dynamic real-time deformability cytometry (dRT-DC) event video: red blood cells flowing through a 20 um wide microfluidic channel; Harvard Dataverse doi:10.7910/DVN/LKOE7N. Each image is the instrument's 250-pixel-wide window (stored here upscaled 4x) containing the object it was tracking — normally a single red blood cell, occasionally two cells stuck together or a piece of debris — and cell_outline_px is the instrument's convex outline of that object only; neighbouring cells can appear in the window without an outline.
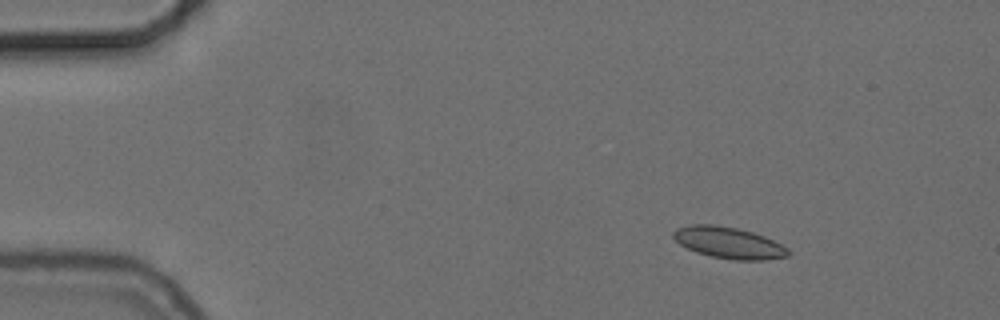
{"species": "common noctule bat (a hibernating species)", "species_latin": "Nyctalus noctula", "temperature_condition": "cold", "stored_images_in_passage": 49, "camera_frame_rate_fps": 3000, "um_per_image_px": 0.085, "animal": {"sex": "female", "body_mass_g": 24.6, "forearm_length_mm": 56.2}, "frame": {"image": 1, "passage_image": 1, "time_ms": 0.0, "image_size_px": [1000, 320], "cell_outline_px": [[792, 252], [788, 256], [768, 260], [732, 260], [712, 256], [696, 252], [680, 244], [672, 236], [672, 232], [676, 228], [692, 224], [716, 224], [736, 228], [752, 232], [764, 236], [788, 248]], "centroid_in_image_um": [61.95, 20.63], "position_along_channel_um": 23.1, "area_um2": 21.1}}
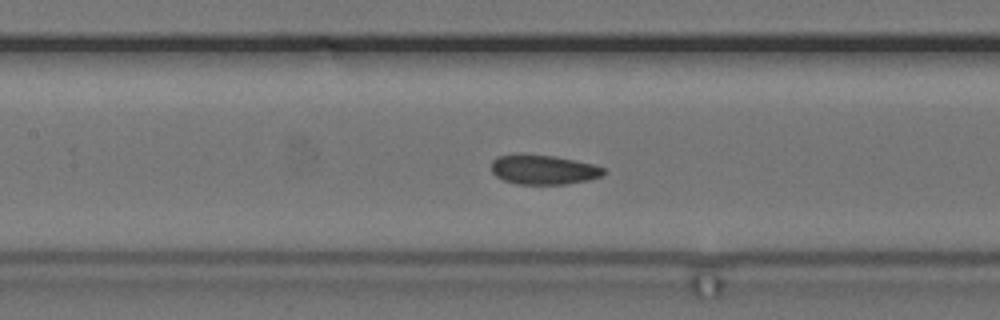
{"frame": {"image": 2, "passage_image": 19, "time_ms": 6.0, "image_size_px": [1000, 320], "cell_outline_px": [[604, 172], [600, 176], [588, 180], [564, 184], [516, 184], [504, 180], [496, 176], [492, 172], [492, 160], [496, 156], [520, 152], [556, 156], [576, 160], [592, 164], [604, 168]], "centroid_in_image_um": [46.13, 14.39], "position_along_channel_um": 161.3, "area_um2": 19.65}}
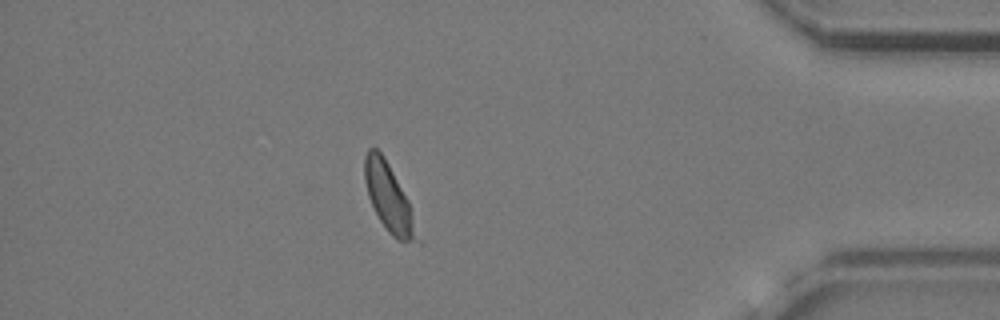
{"frame": {"image": 3, "passage_image": 42, "time_ms": 13.667, "image_size_px": [1000, 320], "cell_outline_px": [[424, 244], [420, 244], [396, 240], [388, 232], [380, 220], [368, 196], [364, 180], [364, 156], [368, 148], [376, 148], [384, 156], [408, 200]], "centroid_in_image_um": [33.1, 16.9], "position_along_channel_um": 402.1, "area_um2": 20.92}, "authors_computed_cell_mechanics": {"area_um2": 20.3456, "velocity_mm_per_s": 3.6832, "shape_relaxation_time_tau1_ms": 7.2372, "shape_relaxation_time_tau2_ms": 2.6285, "deformation_change_tau1": 0.1003, "deformation_change_tau2": 0.0607}}